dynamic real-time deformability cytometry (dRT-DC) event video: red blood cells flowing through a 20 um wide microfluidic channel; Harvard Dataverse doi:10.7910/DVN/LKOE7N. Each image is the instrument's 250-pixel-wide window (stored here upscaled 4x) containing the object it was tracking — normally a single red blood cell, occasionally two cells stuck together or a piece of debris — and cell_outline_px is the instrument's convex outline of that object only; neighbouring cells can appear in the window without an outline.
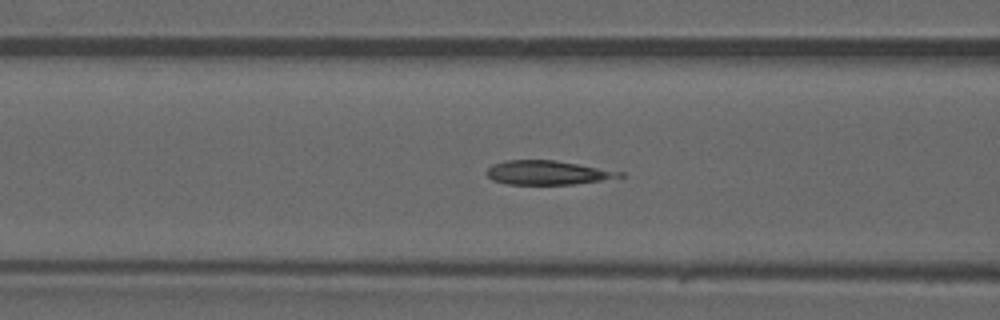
{"species": "common noctule bat (a hibernating species)", "species_latin": "Nyctalus noctula", "temperature_condition": "warm", "stored_images_in_passage": 38, "camera_frame_rate_fps": 3000, "um_per_image_px": 0.085, "animal": {"sex": "male", "forearm_length_mm": 52.5}, "frame": {"image": 1, "passage_image": 13, "time_ms": 4.0, "image_size_px": [1000, 320], "cell_outline_px": [[624, 176], [600, 180], [572, 184], [508, 184], [492, 180], [484, 172], [492, 164], [508, 160], [556, 160], [624, 172]], "centroid_in_image_um": [46.5, 14.67], "position_along_channel_um": 120.1, "area_um2": 18.5}}
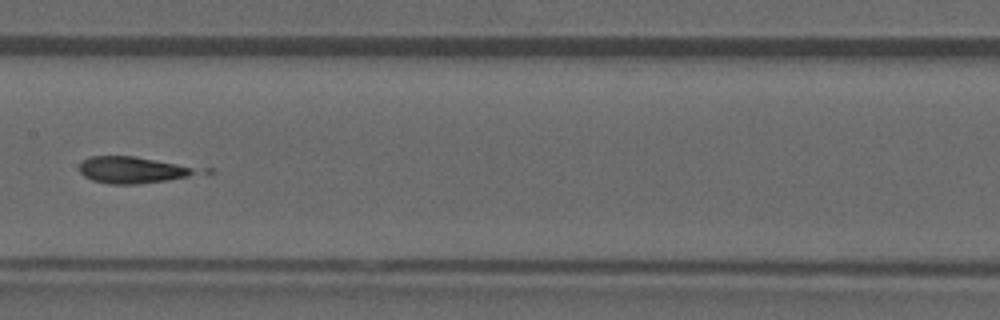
{"frame": {"image": 2, "passage_image": 18, "time_ms": 5.667, "image_size_px": [1000, 320], "cell_outline_px": [[196, 172], [188, 176], [164, 180], [136, 184], [108, 184], [92, 180], [84, 176], [80, 172], [80, 164], [88, 156], [132, 156], [176, 164], [192, 168]], "centroid_in_image_um": [11.1, 14.45], "position_along_channel_um": 196.3, "area_um2": 17.51}}